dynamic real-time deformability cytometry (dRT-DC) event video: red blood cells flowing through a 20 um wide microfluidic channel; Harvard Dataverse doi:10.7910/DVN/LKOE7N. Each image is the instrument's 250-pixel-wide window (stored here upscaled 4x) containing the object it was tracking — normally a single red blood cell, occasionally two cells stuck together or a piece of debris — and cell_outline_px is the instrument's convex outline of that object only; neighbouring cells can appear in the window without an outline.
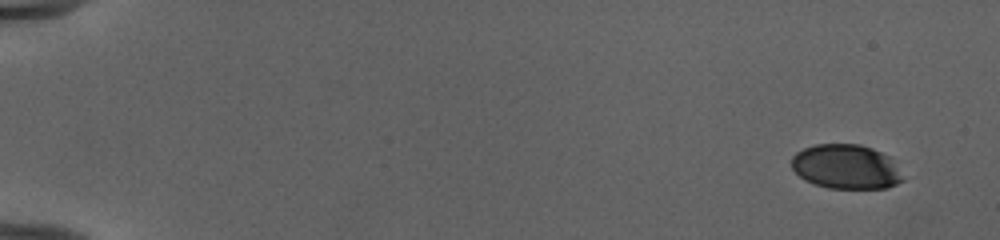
{"species": "human", "species_latin": "Homo sapiens", "temperature_condition": "cold", "stored_images_in_passage": 51, "camera_frame_rate_fps": 3000, "um_per_image_px": 0.085, "donor": {"sex": "female"}, "frame": {"image": 1, "passage_image": 1, "time_ms": 0.0, "image_size_px": [1000, 240], "cell_outline_px": [[904, 180], [888, 188], [828, 188], [804, 180], [792, 168], [792, 156], [796, 152], [804, 148], [816, 144], [860, 144], [872, 148], [888, 156]], "centroid_in_image_um": [71.88, 14.17], "position_along_channel_um": 13.1, "area_um2": 28.55}}
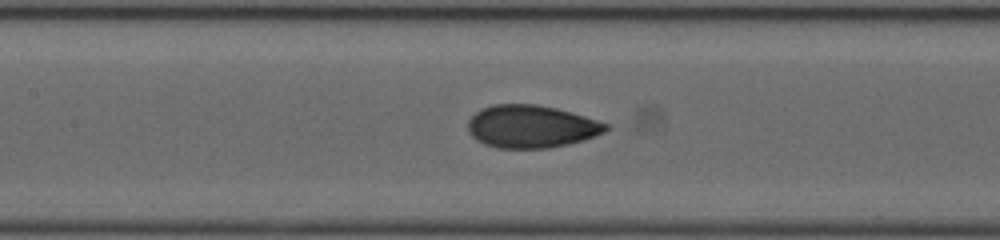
{"frame": {"image": 2, "passage_image": 25, "time_ms": 8.0, "image_size_px": [1000, 240], "cell_outline_px": [[612, 128], [604, 132], [584, 140], [568, 144], [548, 148], [500, 148], [484, 144], [476, 140], [468, 132], [468, 120], [480, 108], [492, 104], [536, 104], [556, 108], [612, 124]], "centroid_in_image_um": [45.17, 10.75], "position_along_channel_um": 162.2, "area_um2": 34.56}}
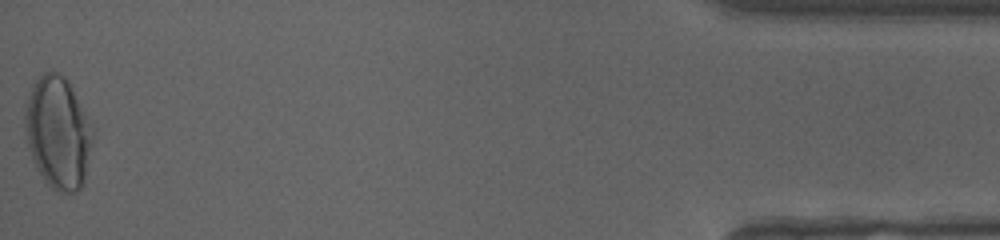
{"frame": {"image": 3, "passage_image": 51, "time_ms": 16.667, "image_size_px": [1000, 240], "cell_outline_px": [[92, 144], [84, 184], [76, 192], [56, 192], [44, 184], [32, 160], [24, 128], [24, 116], [32, 84], [44, 72], [60, 72], [68, 80], [92, 124]], "centroid_in_image_um": [4.93, 11.31], "position_along_channel_um": 430.3, "area_um2": 44.68}, "authors_computed_cell_mechanics": {"area_um2": 33.235, "velocity_mm_per_s": 4.0162, "shape_relaxation_time_tau1_ms": 6.6885, "shape_relaxation_time_tau2_ms": 0.7294, "deformation_change_tau1": 0.2034, "deformation_change_tau2": 0.0519}}